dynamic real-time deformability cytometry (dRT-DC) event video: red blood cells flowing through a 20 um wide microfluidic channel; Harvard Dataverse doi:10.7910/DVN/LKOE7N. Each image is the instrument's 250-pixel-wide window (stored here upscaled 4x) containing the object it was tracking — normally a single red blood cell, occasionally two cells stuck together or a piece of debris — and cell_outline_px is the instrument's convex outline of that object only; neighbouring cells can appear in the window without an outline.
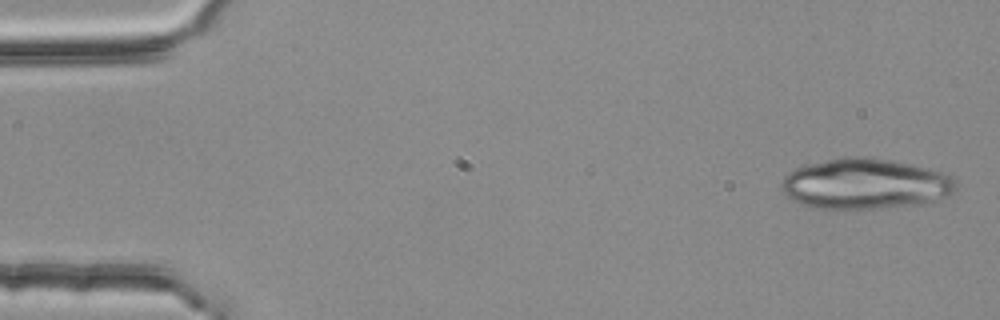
{"species": "common noctule bat (a hibernating species)", "species_latin": "Nyctalus noctula", "temperature_condition": "room temperature", "stored_images_in_passage": 5, "camera_frame_rate_fps": 3000, "um_per_image_px": 0.085, "animal": {"sex": "female", "body_mass_g": 25.1}, "frame": {"image": 1, "passage_image": 1, "time_ms": 0.0, "image_size_px": [1000, 320], "cell_outline_px": [[956, 192], [948, 196], [920, 204], [876, 208], [816, 208], [792, 200], [784, 196], [780, 184], [784, 176], [788, 172], [796, 168], [844, 156], [856, 156], [892, 160], [928, 168], [944, 172], [956, 180]], "centroid_in_image_um": [73.55, 15.62], "position_along_channel_um": 11.4, "area_um2": 51.21}}